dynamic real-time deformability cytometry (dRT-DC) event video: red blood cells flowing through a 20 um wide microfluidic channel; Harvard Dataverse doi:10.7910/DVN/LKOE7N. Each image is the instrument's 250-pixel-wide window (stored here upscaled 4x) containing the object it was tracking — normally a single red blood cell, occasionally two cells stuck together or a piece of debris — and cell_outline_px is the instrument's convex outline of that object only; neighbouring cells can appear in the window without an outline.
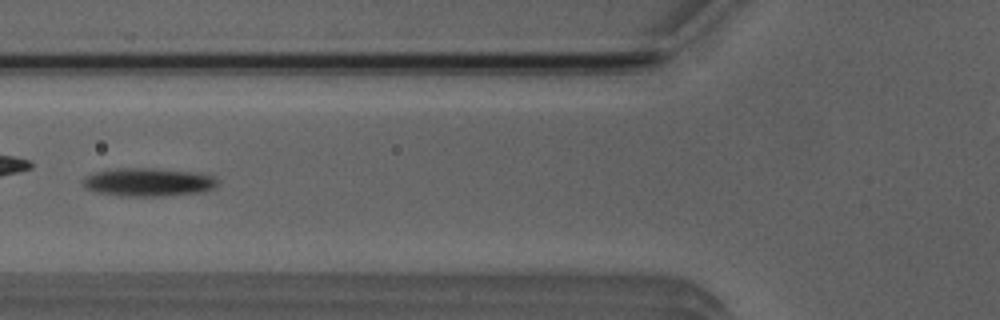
{"species": "Egyptian fruit bat (a non-hibernating species)", "species_latin": "Rousettus aegyptiacus", "temperature_condition": "room temperature", "stored_images_in_passage": 3, "camera_frame_rate_fps": 3000, "um_per_image_px": 0.085, "animal": {"sex": "male"}, "frame": {"image": 1, "passage_image": 3, "time_ms": 2.333, "image_size_px": [1000, 320], "cell_outline_px": [[220, 180], [212, 188], [204, 192], [160, 196], [120, 196], [96, 192], [84, 188], [80, 180], [96, 172], [116, 168], [156, 168], [196, 172], [212, 176]], "centroid_in_image_um": [12.59, 15.48], "position_along_channel_um": 113.2, "area_um2": 22.37}}